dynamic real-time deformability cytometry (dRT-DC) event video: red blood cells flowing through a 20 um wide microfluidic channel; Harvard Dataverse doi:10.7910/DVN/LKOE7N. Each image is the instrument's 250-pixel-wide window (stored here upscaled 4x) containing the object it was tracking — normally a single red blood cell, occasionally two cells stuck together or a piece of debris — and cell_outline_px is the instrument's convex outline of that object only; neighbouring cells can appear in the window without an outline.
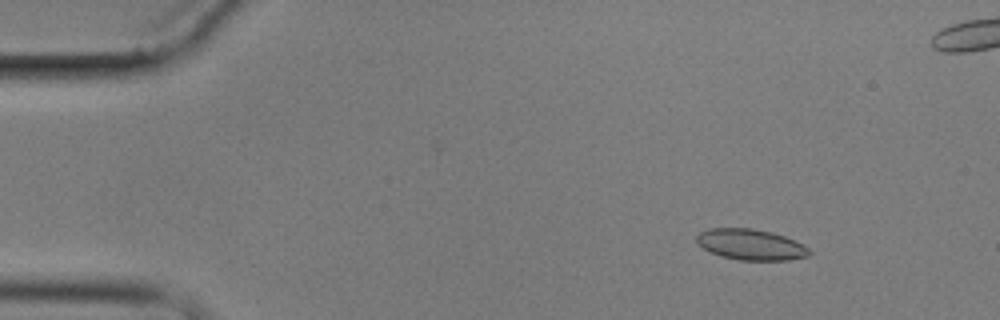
{"species": "common noctule bat (a hibernating species)", "species_latin": "Nyctalus noctula", "temperature_condition": "cold", "stored_images_in_passage": 7, "camera_frame_rate_fps": 3000, "um_per_image_px": 0.085, "animal": {"sex": "male", "body_mass_g": 17.9}, "frame": {"image": 1, "passage_image": 2, "time_ms": 1.333, "image_size_px": [1000, 320], "cell_outline_px": [[812, 252], [808, 256], [788, 260], [740, 260], [720, 256], [704, 248], [696, 240], [696, 236], [700, 232], [708, 228], [752, 228], [772, 232], [784, 236], [808, 248]], "centroid_in_image_um": [63.8, 20.78], "position_along_channel_um": 21.2, "area_um2": 20.06}}
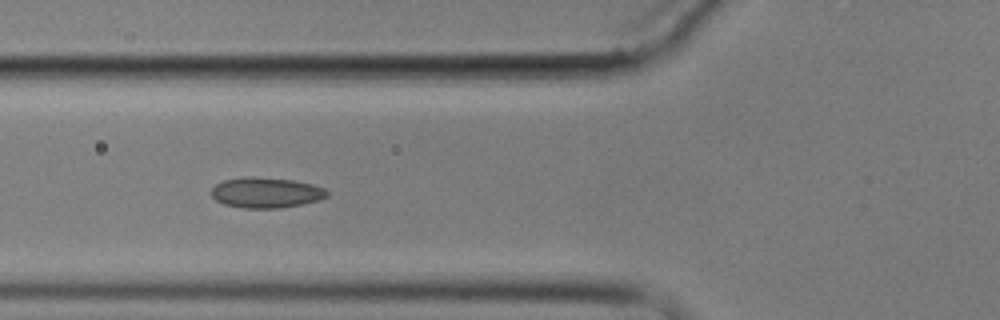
{"frame": {"image": 2, "passage_image": 6, "time_ms": 6.0, "image_size_px": [1000, 320], "cell_outline_px": [[328, 196], [320, 200], [280, 208], [244, 208], [224, 204], [216, 200], [208, 192], [216, 184], [224, 180], [252, 176], [296, 180], [312, 184], [324, 188], [328, 192]], "centroid_in_image_um": [22.61, 16.37], "position_along_channel_um": 103.2, "area_um2": 20.63}}
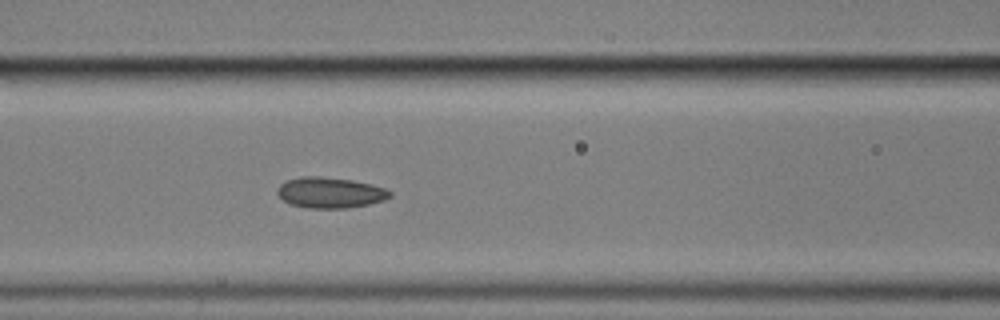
{"frame": {"image": 3, "passage_image": 7, "time_ms": 7.0, "image_size_px": [1000, 320], "cell_outline_px": [[392, 196], [384, 200], [368, 204], [344, 208], [308, 208], [292, 204], [284, 200], [276, 192], [280, 184], [288, 180], [304, 176], [320, 176], [352, 180], [372, 184], [384, 188], [392, 192]], "centroid_in_image_um": [28.08, 16.37], "position_along_channel_um": 138.5, "area_um2": 20.0}}